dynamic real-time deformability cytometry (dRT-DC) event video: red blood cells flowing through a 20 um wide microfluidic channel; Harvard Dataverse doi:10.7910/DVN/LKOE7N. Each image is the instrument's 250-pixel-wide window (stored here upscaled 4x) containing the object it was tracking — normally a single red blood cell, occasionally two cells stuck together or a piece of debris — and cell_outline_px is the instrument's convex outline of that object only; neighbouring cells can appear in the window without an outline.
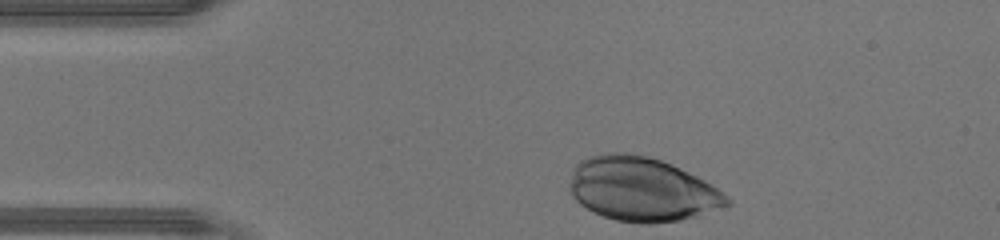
{"species": "human", "species_latin": "Homo sapiens", "temperature_condition": "warm", "stored_images_in_passage": 29, "camera_frame_rate_fps": 3000, "um_per_image_px": 0.085, "donor": {"sex": "male"}, "frame": {"image": 1, "passage_image": 1, "time_ms": 0.0, "image_size_px": [1000, 240], "cell_outline_px": [[732, 204], [724, 208], [700, 216], [680, 220], [648, 224], [644, 224], [616, 220], [604, 216], [580, 204], [572, 196], [568, 188], [568, 184], [572, 168], [580, 160], [588, 156], [608, 152], [628, 152], [648, 156], [660, 160], [680, 168], [704, 180], [728, 196], [732, 200]], "centroid_in_image_um": [54.56, 16.08], "position_along_channel_um": 30.4, "area_um2": 59.25}}
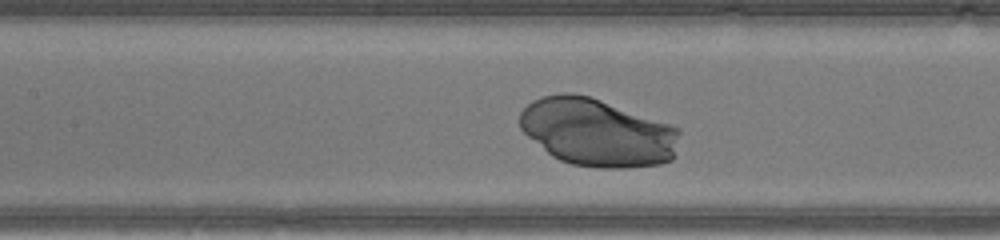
{"frame": {"image": 2, "passage_image": 13, "time_ms": 4.0, "image_size_px": [1000, 240], "cell_outline_px": [[680, 132], [672, 160], [660, 164], [624, 168], [600, 168], [572, 164], [560, 160], [552, 156], [528, 136], [520, 128], [520, 112], [532, 100], [540, 96], [560, 92], [572, 92], [588, 96], [600, 100], [680, 128]], "centroid_in_image_um": [50.74, 11.25], "position_along_channel_um": 156.7, "area_um2": 62.83}}
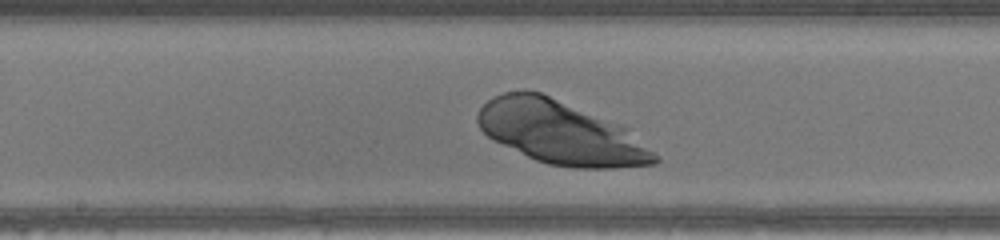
{"frame": {"image": 3, "passage_image": 16, "time_ms": 5.0, "image_size_px": [1000, 240], "cell_outline_px": [[660, 160], [656, 164], [612, 168], [576, 168], [548, 164], [536, 160], [488, 136], [480, 128], [476, 120], [476, 116], [480, 108], [492, 96], [504, 92], [540, 92], [628, 128], [660, 156]], "centroid_in_image_um": [47.7, 11.29], "position_along_channel_um": 200.5, "area_um2": 64.39}}